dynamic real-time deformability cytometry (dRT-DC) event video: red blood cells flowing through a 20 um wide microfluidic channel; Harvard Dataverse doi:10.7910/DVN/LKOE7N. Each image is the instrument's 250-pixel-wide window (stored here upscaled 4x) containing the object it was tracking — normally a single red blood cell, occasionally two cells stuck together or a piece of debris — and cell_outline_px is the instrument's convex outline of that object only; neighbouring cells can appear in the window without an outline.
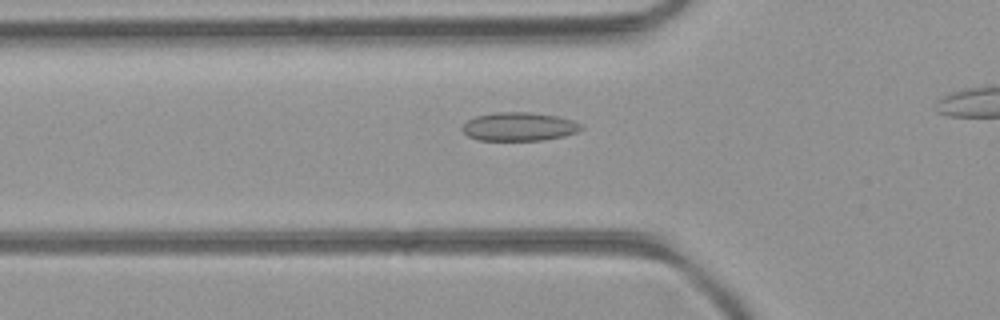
{"species": "common noctule bat (a hibernating species)", "species_latin": "Nyctalus noctula", "temperature_condition": "room temperature", "stored_images_in_passage": 32, "camera_frame_rate_fps": 3000, "um_per_image_px": 0.085, "animal": {"sex": "female", "body_mass_g": 21.9}, "frame": {"image": 1, "passage_image": 9, "time_ms": 2.667, "image_size_px": [1000, 320], "cell_outline_px": [[584, 128], [576, 132], [564, 136], [544, 140], [476, 140], [468, 136], [460, 128], [468, 120], [476, 116], [496, 112], [532, 112], [556, 116], [572, 120], [580, 124]], "centroid_in_image_um": [44.11, 10.76], "position_along_channel_um": 81.7, "area_um2": 19.77}}
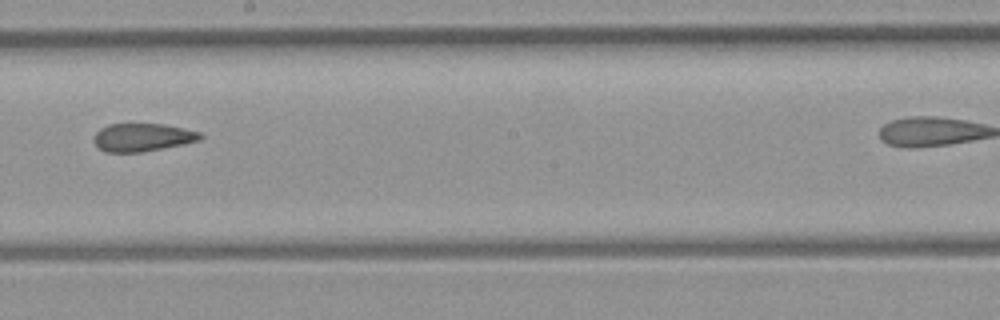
{"frame": {"image": 2, "passage_image": 20, "time_ms": 6.333, "image_size_px": [1000, 320], "cell_outline_px": [[204, 136], [200, 140], [184, 144], [144, 152], [104, 152], [92, 140], [92, 136], [100, 128], [108, 124], [164, 124], [200, 132]], "centroid_in_image_um": [12.09, 11.68], "position_along_channel_um": 236.1, "area_um2": 17.51}}
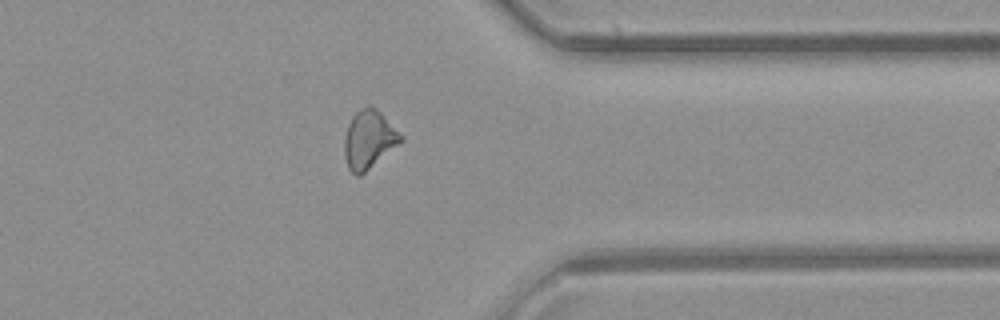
{"frame": {"image": 3, "passage_image": 31, "time_ms": 10.0, "image_size_px": [1000, 320], "cell_outline_px": [[404, 140], [360, 176], [356, 176], [348, 168], [344, 156], [344, 140], [348, 124], [352, 116], [360, 108], [368, 104], [372, 104], [404, 136]], "centroid_in_image_um": [31.36, 11.84], "position_along_channel_um": 380.0, "area_um2": 19.31}}